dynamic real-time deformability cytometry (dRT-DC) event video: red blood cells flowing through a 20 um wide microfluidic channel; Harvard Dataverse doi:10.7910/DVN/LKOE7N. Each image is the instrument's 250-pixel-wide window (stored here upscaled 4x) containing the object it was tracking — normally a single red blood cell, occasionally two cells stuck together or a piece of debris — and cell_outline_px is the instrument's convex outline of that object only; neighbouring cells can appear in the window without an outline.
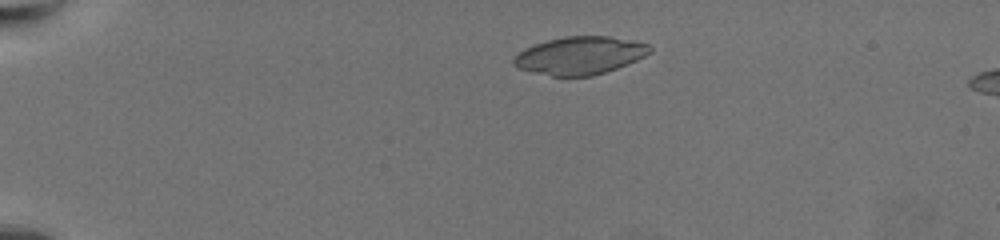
{"species": "common noctule bat (a hibernating species)", "species_latin": "Nyctalus noctula", "temperature_condition": "warm", "stored_images_in_passage": 57, "camera_frame_rate_fps": 3000, "um_per_image_px": 0.085, "animal": {"sex": "female", "body_mass_g": 19.5, "forearm_length_mm": 54.1}, "frame": {"image": 1, "passage_image": 9, "time_ms": 2.667, "image_size_px": [1000, 240], "cell_outline_px": [[652, 52], [628, 64], [592, 76], [552, 76], [516, 68], [512, 64], [512, 60], [524, 48], [548, 40], [564, 36], [608, 36], [648, 44], [652, 48]], "centroid_in_image_um": [49.27, 4.72], "position_along_channel_um": 35.7, "area_um2": 29.82}}
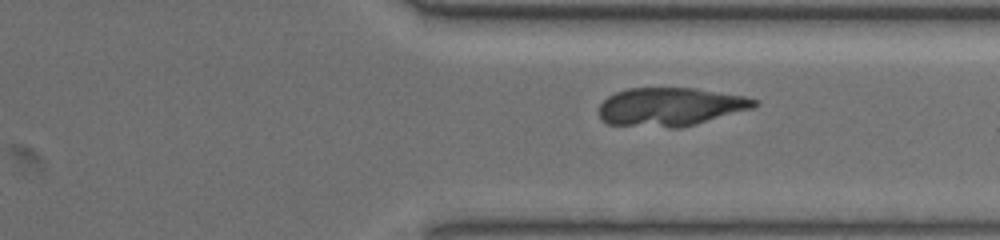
{"frame": {"image": 2, "passage_image": 44, "time_ms": 14.333, "image_size_px": [1000, 240], "cell_outline_px": [[760, 104], [752, 108], [680, 128], [668, 128], [608, 124], [600, 116], [600, 104], [608, 96], [616, 92], [628, 88], [696, 88], [744, 96], [760, 100]], "centroid_in_image_um": [56.99, 9.07], "position_along_channel_um": 354.4, "area_um2": 34.68}}
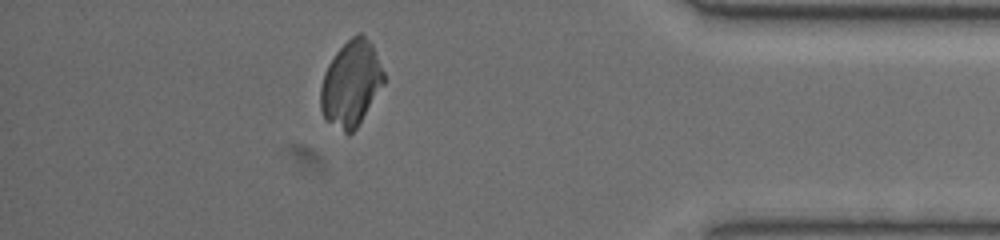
{"frame": {"image": 3, "passage_image": 51, "time_ms": 16.667, "image_size_px": [1000, 240], "cell_outline_px": [[384, 84], [356, 128], [348, 136], [324, 120], [320, 108], [320, 88], [324, 72], [328, 64], [336, 52], [356, 32], [360, 32], [372, 44], [384, 72]], "centroid_in_image_um": [29.81, 7.13], "position_along_channel_um": 405.4, "area_um2": 31.62}}